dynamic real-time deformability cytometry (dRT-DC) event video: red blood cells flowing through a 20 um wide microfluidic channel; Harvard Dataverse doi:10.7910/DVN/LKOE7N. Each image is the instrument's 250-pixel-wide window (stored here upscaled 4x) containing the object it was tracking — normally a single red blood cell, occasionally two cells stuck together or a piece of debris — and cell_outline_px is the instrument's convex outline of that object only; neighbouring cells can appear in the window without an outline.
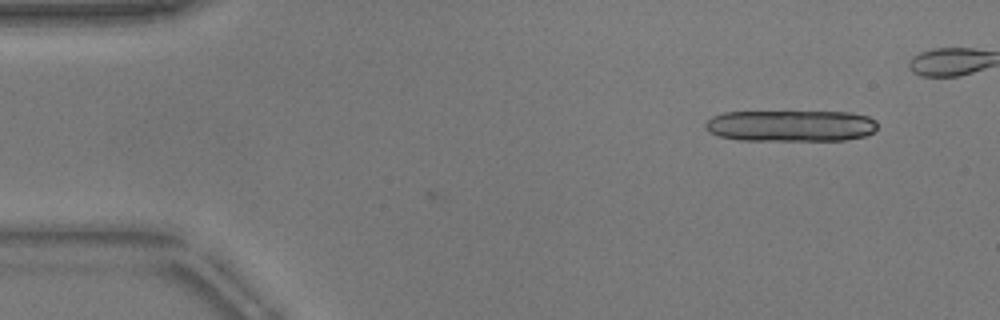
{"species": "common noctule bat (a hibernating species)", "species_latin": "Nyctalus noctula", "temperature_condition": "warm", "stored_images_in_passage": 11, "camera_frame_rate_fps": 3000, "um_per_image_px": 0.085, "animal": {"sex": "male", "body_mass_g": 17.9}, "frame": {"image": 1, "passage_image": 1, "time_ms": 0.0, "image_size_px": [1000, 320], "cell_outline_px": [[876, 128], [872, 132], [864, 136], [844, 140], [736, 140], [720, 136], [708, 132], [704, 128], [704, 124], [712, 116], [724, 112], [848, 112], [868, 116], [876, 120]], "centroid_in_image_um": [67.18, 10.69], "position_along_channel_um": 17.8, "area_um2": 31.56}}